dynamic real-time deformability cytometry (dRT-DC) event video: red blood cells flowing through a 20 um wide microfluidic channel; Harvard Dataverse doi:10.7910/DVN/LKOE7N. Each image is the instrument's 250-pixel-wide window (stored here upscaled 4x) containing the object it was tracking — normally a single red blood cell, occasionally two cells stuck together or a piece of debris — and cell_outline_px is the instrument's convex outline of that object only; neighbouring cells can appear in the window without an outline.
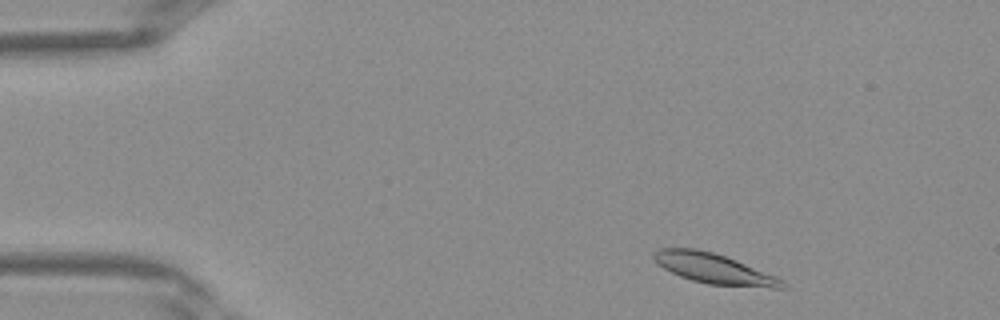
{"species": "Egyptian fruit bat (a non-hibernating species)", "species_latin": "Rousettus aegyptiacus", "temperature_condition": "warm", "stored_images_in_passage": 38, "camera_frame_rate_fps": 3000, "um_per_image_px": 0.085, "frame": {"image": 1, "passage_image": 3, "time_ms": 0.667, "image_size_px": [1000, 320], "cell_outline_px": [[788, 288], [772, 288], [708, 284], [692, 280], [680, 276], [656, 264], [652, 260], [652, 252], [660, 248], [696, 248], [712, 252], [736, 260], [776, 276], [784, 280], [788, 284]], "centroid_in_image_um": [60.68, 22.83], "position_along_channel_um": 24.3, "area_um2": 22.72}}
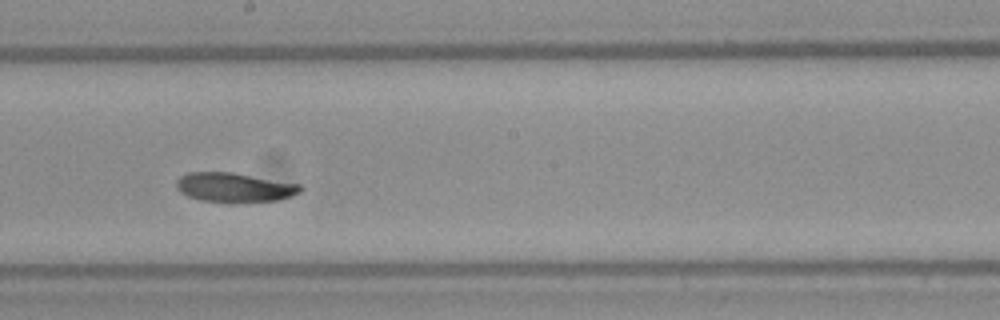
{"frame": {"image": 2, "passage_image": 20, "time_ms": 6.333, "image_size_px": [1000, 320], "cell_outline_px": [[304, 188], [300, 192], [292, 196], [276, 200], [248, 204], [228, 204], [200, 200], [188, 196], [180, 192], [176, 188], [176, 180], [180, 176], [188, 172], [232, 172], [300, 184]], "centroid_in_image_um": [19.92, 15.96], "position_along_channel_um": 228.3, "area_um2": 21.96}}
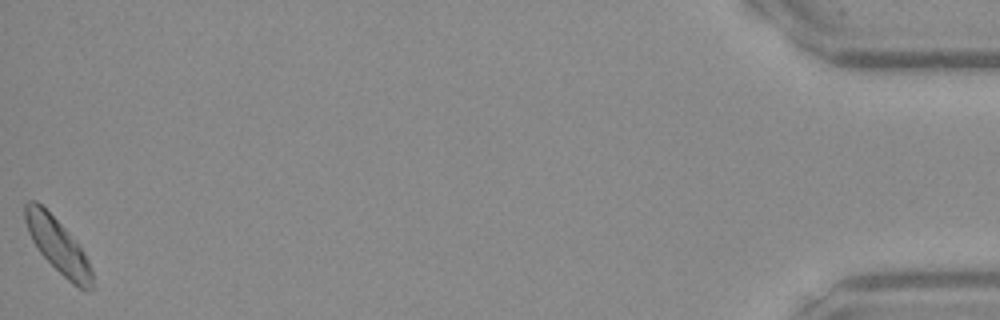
{"frame": {"image": 3, "passage_image": 38, "time_ms": 12.333, "image_size_px": [1000, 320], "cell_outline_px": [[92, 288], [80, 288], [72, 284], [40, 252], [32, 240], [28, 232], [24, 220], [24, 204], [28, 200], [36, 200], [64, 228], [84, 252], [92, 268]], "centroid_in_image_um": [4.88, 20.85], "position_along_channel_um": 430.3, "area_um2": 20.63}}